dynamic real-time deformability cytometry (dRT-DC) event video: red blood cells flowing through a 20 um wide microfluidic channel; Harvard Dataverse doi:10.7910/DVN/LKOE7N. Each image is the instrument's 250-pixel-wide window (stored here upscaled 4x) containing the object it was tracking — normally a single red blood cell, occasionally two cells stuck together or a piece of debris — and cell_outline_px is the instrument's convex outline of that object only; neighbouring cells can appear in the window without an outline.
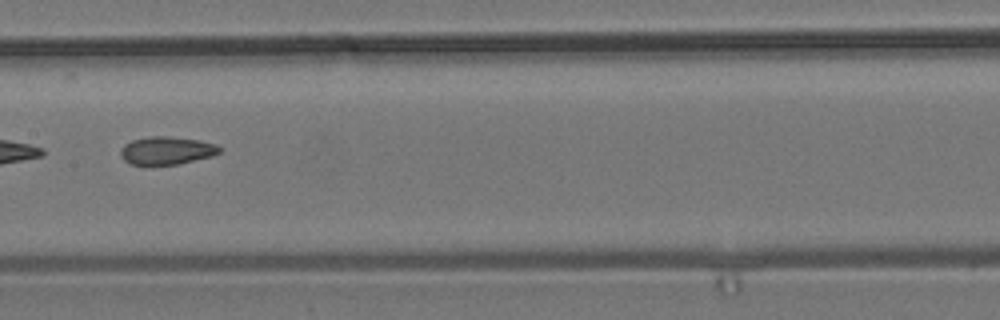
{"species": "common noctule bat (a hibernating species)", "species_latin": "Nyctalus noctula", "temperature_condition": "room temperature", "stored_images_in_passage": 15, "camera_frame_rate_fps": 3000, "um_per_image_px": 0.085, "animal": {"sex": "male", "body_mass_g": 19.2, "forearm_length_mm": 51.8}, "frame": {"image": 1, "passage_image": 7, "time_ms": 8.667, "image_size_px": [1000, 320], "cell_outline_px": [[220, 152], [212, 156], [180, 164], [132, 164], [124, 160], [120, 156], [120, 148], [124, 144], [132, 140], [148, 136], [168, 136], [200, 140], [216, 144], [220, 148]], "centroid_in_image_um": [14.15, 12.78], "position_along_channel_um": 193.2, "area_um2": 16.13}, "authors_computed_cell_mechanics": {"area_um2": 16.9932, "velocity_mm_per_s": 3.7915, "shape_relaxation_time_tau1_ms": 3.7717, "shape_relaxation_time_tau2_ms": 5.0321, "deformation_change_tau1": 0.1416, "deformation_change_tau2": 0.1127}}